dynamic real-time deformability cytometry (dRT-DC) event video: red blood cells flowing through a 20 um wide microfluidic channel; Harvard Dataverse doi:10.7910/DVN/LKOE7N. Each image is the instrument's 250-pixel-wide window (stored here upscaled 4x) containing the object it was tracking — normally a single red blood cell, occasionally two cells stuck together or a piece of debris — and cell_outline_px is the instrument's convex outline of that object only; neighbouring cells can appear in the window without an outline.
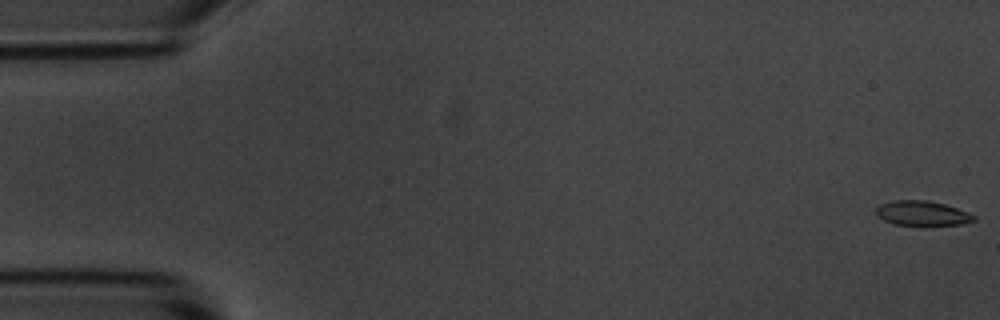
{"species": "common noctule bat (a hibernating species)", "species_latin": "Nyctalus noctula", "temperature_condition": "room temperature", "stored_images_in_passage": 55, "camera_frame_rate_fps": 3000, "um_per_image_px": 0.085, "animal": {"sex": "male", "body_mass_g": 20.1, "forearm_length_mm": 53.5}, "frame": {"image": 1, "passage_image": 1, "time_ms": 0.0, "image_size_px": [1000, 320], "cell_outline_px": [[976, 220], [960, 224], [924, 228], [920, 228], [896, 224], [884, 220], [876, 216], [876, 208], [880, 204], [896, 200], [928, 200], [944, 204], [956, 208], [976, 216]], "centroid_in_image_um": [78.38, 18.18], "position_along_channel_um": 6.6, "area_um2": 14.68}}
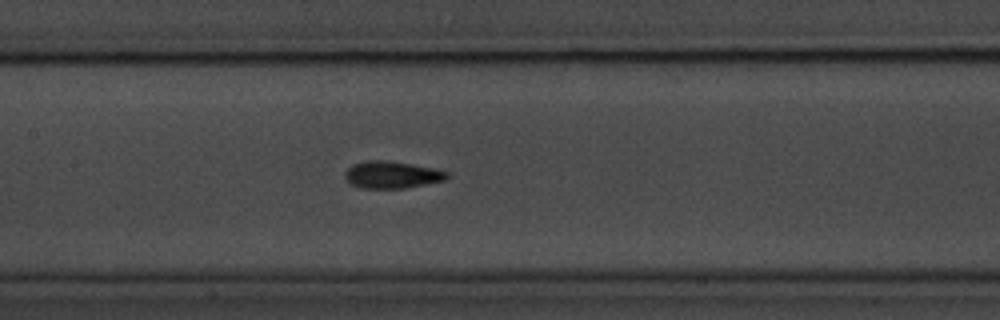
{"frame": {"image": 2, "passage_image": 26, "time_ms": 8.333, "image_size_px": [1000, 320], "cell_outline_px": [[448, 176], [444, 180], [404, 188], [364, 188], [348, 184], [344, 176], [344, 172], [352, 164], [364, 160], [388, 160], [412, 164], [432, 168], [448, 172]], "centroid_in_image_um": [33.23, 14.84], "position_along_channel_um": 174.2, "area_um2": 16.13}}
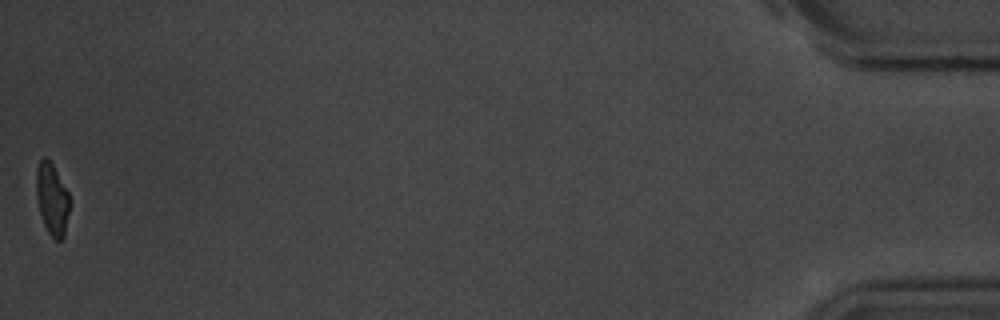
{"frame": {"image": 3, "passage_image": 55, "time_ms": 18.0, "image_size_px": [1000, 320], "cell_outline_px": [[68, 212], [64, 236], [60, 240], [56, 240], [48, 232], [44, 224], [40, 212], [36, 196], [36, 168], [40, 160], [44, 156], [52, 164], [68, 192]], "centroid_in_image_um": [4.4, 16.91], "position_along_channel_um": 430.8, "area_um2": 13.58}, "authors_computed_cell_mechanics": {"area_um2": 15.3748, "velocity_mm_per_s": 3.6751, "shape_relaxation_time_tau1_ms": 2.9842, "shape_relaxation_time_tau2_ms": 3.4917, "deformation_change_tau1": 0.125, "deformation_change_tau2": 0.0927}}